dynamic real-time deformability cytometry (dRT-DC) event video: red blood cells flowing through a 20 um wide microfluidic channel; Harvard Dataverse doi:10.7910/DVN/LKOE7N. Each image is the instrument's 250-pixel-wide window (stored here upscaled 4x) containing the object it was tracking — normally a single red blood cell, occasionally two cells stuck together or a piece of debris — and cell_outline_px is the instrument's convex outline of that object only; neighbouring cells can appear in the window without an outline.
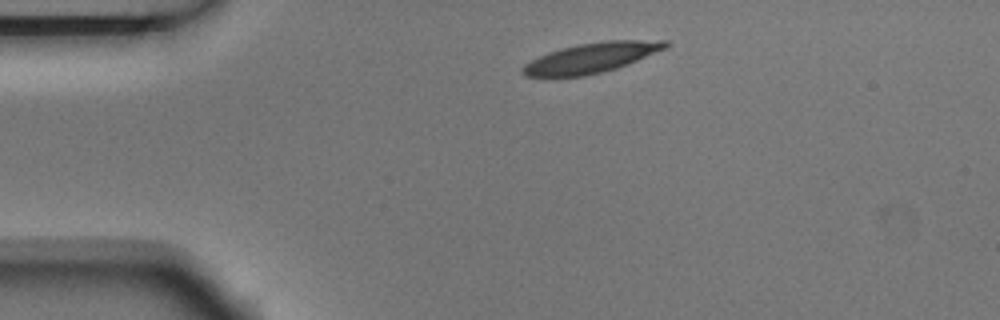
{"species": "Egyptian fruit bat (a non-hibernating species)", "species_latin": "Rousettus aegyptiacus", "temperature_condition": "room temperature", "stored_images_in_passage": 5, "camera_frame_rate_fps": 3000, "um_per_image_px": 0.085, "animal": {"sex": "male"}, "frame": {"image": 1, "passage_image": 5, "time_ms": 1.333, "image_size_px": [1000, 320], "cell_outline_px": [[672, 44], [668, 48], [628, 64], [616, 68], [584, 76], [528, 76], [520, 72], [520, 68], [524, 64], [548, 52], [560, 48], [576, 44], [604, 40], [668, 40]], "centroid_in_image_um": [50.32, 4.89], "position_along_channel_um": 34.7, "area_um2": 25.09}}